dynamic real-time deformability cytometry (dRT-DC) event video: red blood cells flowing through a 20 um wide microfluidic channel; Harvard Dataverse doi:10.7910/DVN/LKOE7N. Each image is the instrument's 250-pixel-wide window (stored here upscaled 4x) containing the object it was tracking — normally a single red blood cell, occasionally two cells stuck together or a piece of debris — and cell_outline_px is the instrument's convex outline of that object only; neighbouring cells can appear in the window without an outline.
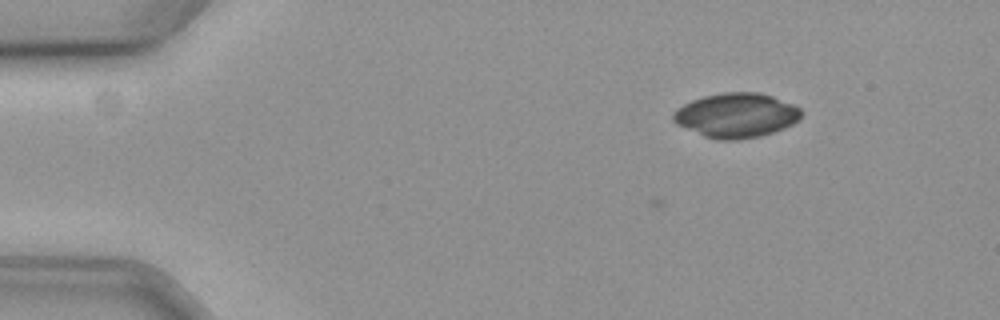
{"species": "common noctule bat (a hibernating species)", "species_latin": "Nyctalus noctula", "temperature_condition": "cold", "stored_images_in_passage": 8, "camera_frame_rate_fps": 3000, "um_per_image_px": 0.085, "animal": {"sex": "female", "body_mass_g": 19.3, "forearm_length_mm": 54.1}, "frame": {"image": 1, "passage_image": 1, "time_ms": 0.0, "image_size_px": [1000, 320], "cell_outline_px": [[804, 112], [800, 120], [784, 128], [760, 136], [736, 140], [720, 140], [704, 136], [676, 124], [672, 120], [672, 116], [676, 108], [692, 100], [704, 96], [724, 92], [760, 92], [772, 96], [792, 104], [800, 108]], "centroid_in_image_um": [62.59, 9.8], "position_along_channel_um": 22.4, "area_um2": 33.29}}